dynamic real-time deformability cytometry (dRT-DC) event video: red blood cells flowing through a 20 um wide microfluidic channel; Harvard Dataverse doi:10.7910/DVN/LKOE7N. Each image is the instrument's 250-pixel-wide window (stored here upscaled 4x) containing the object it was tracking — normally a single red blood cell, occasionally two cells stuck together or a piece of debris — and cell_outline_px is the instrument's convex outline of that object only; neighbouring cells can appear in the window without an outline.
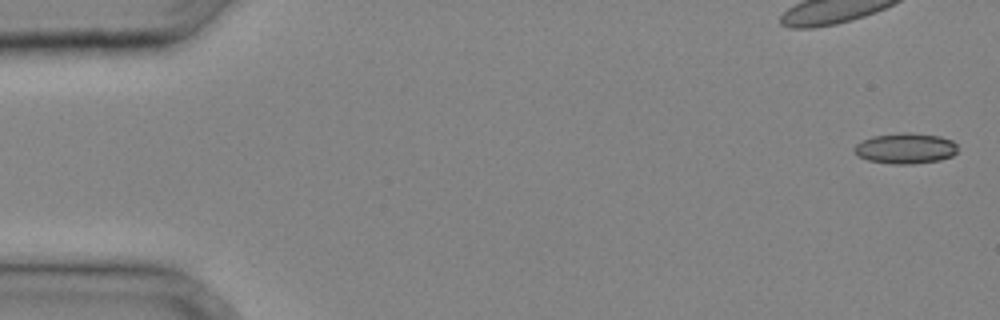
{"species": "common noctule bat (a hibernating species)", "species_latin": "Nyctalus noctula", "temperature_condition": "cold", "stored_images_in_passage": 6, "camera_frame_rate_fps": 3000, "um_per_image_px": 0.085, "animal": {"sex": "male", "body_mass_g": 20.4}, "frame": {"image": 1, "passage_image": 1, "time_ms": 0.0, "image_size_px": [1000, 320], "cell_outline_px": [[956, 152], [952, 156], [940, 160], [912, 164], [892, 164], [868, 160], [860, 156], [852, 148], [860, 140], [872, 136], [904, 132], [908, 132], [940, 136], [952, 140], [956, 144]], "centroid_in_image_um": [76.96, 12.6], "position_along_channel_um": 8.0, "area_um2": 18.5}}